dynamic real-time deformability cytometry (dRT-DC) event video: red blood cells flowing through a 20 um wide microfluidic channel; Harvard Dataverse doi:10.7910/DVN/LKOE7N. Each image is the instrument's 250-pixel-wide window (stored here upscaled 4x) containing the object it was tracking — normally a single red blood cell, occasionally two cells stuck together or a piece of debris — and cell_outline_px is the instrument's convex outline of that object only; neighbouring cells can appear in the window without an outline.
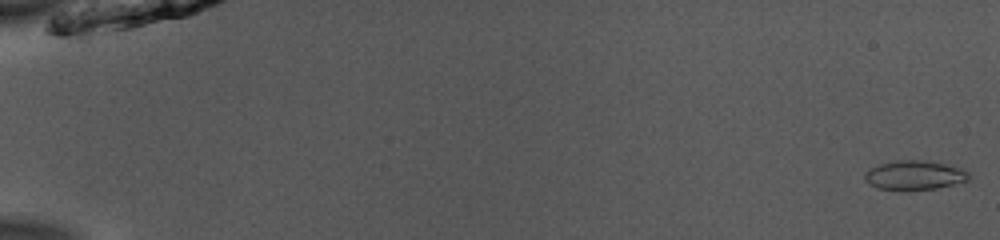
{"species": "common noctule bat (a hibernating species)", "species_latin": "Nyctalus noctula", "temperature_condition": "room temperature", "stored_images_in_passage": 52, "camera_frame_rate_fps": 3000, "um_per_image_px": 0.085, "animal": {"sex": "male", "body_mass_g": 13.0, "forearm_length_mm": 53.1}, "frame": {"image": 1, "passage_image": 1, "time_ms": 0.0, "image_size_px": [1000, 240], "cell_outline_px": [[968, 180], [936, 188], [904, 192], [900, 192], [876, 188], [868, 184], [864, 180], [864, 172], [868, 168], [892, 160], [924, 160], [964, 168], [968, 172]], "centroid_in_image_um": [77.64, 14.91], "position_along_channel_um": 7.4, "area_um2": 18.32}}
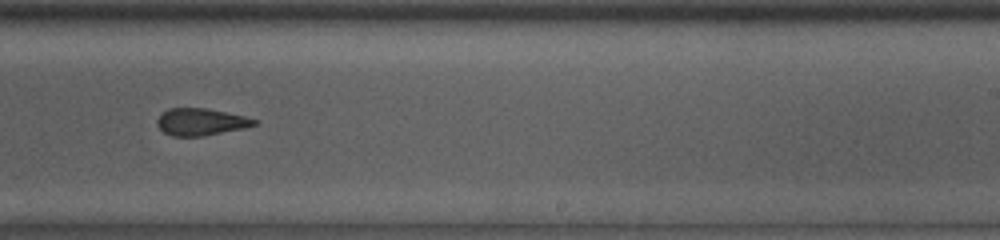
{"frame": {"image": 2, "passage_image": 34, "time_ms": 11.0, "image_size_px": [1000, 240], "cell_outline_px": [[256, 124], [244, 128], [204, 136], [172, 136], [164, 132], [156, 124], [156, 120], [160, 112], [168, 108], [204, 108], [244, 116], [256, 120]], "centroid_in_image_um": [17.0, 10.36], "position_along_channel_um": 272.0, "area_um2": 15.26}}
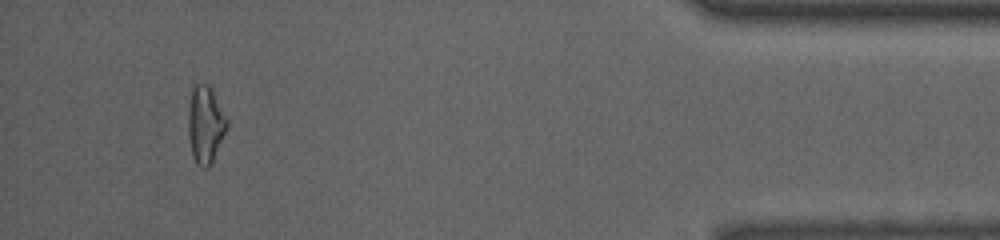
{"frame": {"image": 3, "passage_image": 49, "time_ms": 16.0, "image_size_px": [1000, 240], "cell_outline_px": [[228, 124], [212, 164], [208, 168], [200, 168], [196, 164], [192, 156], [188, 136], [188, 112], [192, 88], [196, 84], [208, 84], [212, 88], [228, 120]], "centroid_in_image_um": [17.45, 10.62], "position_along_channel_um": 417.7, "area_um2": 17.63}, "authors_computed_cell_mechanics": {"area_um2": 16.6464, "velocity_mm_per_s": 3.9743, "shape_relaxation_time_tau1_ms": 7.6272, "shape_relaxation_time_tau2_ms": 2.7523, "deformation_change_tau1": 0.1148, "deformation_change_tau2": 0.1044}}